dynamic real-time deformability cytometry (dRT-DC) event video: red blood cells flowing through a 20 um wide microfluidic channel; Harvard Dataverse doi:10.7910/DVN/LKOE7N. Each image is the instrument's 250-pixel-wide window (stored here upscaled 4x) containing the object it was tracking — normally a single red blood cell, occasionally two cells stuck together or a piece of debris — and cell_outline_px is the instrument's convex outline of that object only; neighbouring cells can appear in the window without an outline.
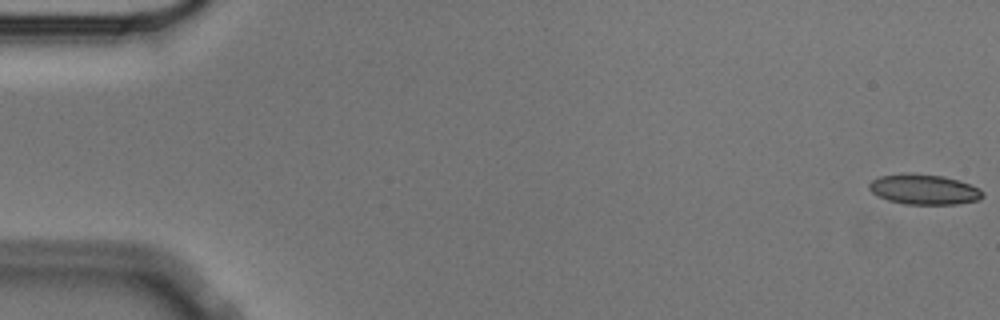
{"species": "Egyptian fruit bat (a non-hibernating species)", "species_latin": "Rousettus aegyptiacus", "temperature_condition": "cold", "stored_images_in_passage": 57, "camera_frame_rate_fps": 3000, "um_per_image_px": 0.085, "animal": {"sex": "male"}, "frame": {"image": 1, "passage_image": 1, "time_ms": 0.0, "image_size_px": [1000, 320], "cell_outline_px": [[984, 196], [980, 200], [956, 204], [904, 204], [888, 200], [872, 192], [868, 188], [868, 184], [872, 180], [880, 176], [912, 172], [944, 176], [960, 180], [980, 188], [984, 192]], "centroid_in_image_um": [78.58, 16.09], "position_along_channel_um": 6.4, "area_um2": 20.23}}
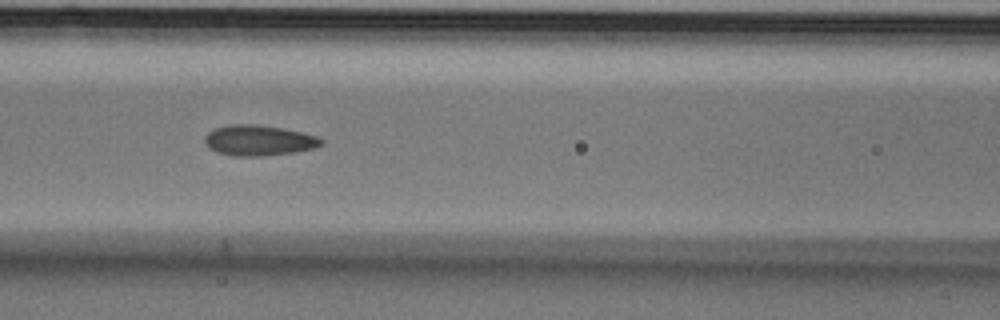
{"frame": {"image": 2, "passage_image": 25, "time_ms": 8.0, "image_size_px": [1000, 320], "cell_outline_px": [[324, 144], [316, 148], [296, 152], [264, 156], [232, 156], [216, 152], [208, 148], [204, 144], [204, 136], [208, 132], [216, 128], [228, 124], [256, 124], [284, 128], [320, 136], [324, 140]], "centroid_in_image_um": [22.02, 11.93], "position_along_channel_um": 144.6, "area_um2": 21.27}}
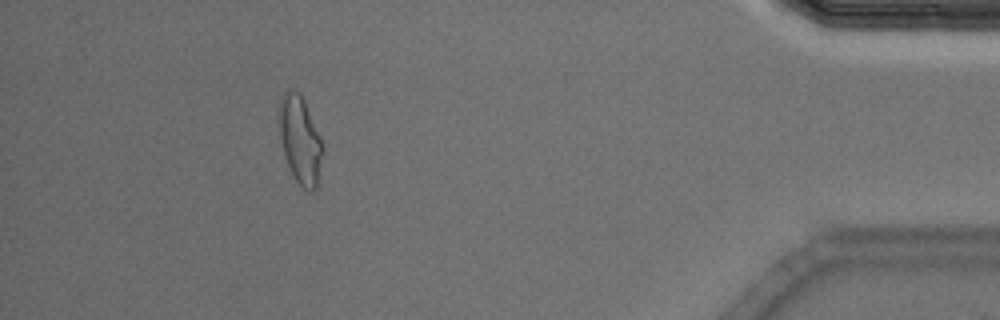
{"frame": {"image": 3, "passage_image": 52, "time_ms": 17.0, "image_size_px": [1000, 320], "cell_outline_px": [[324, 152], [316, 188], [312, 192], [304, 188], [296, 180], [284, 156], [276, 116], [280, 100], [284, 92], [288, 88], [300, 92], [304, 100], [320, 136], [324, 148]], "centroid_in_image_um": [25.49, 11.84], "position_along_channel_um": 409.7, "area_um2": 22.54}, "authors_computed_cell_mechanics": {"area_um2": 20.2878, "velocity_mm_per_s": 3.5356, "shape_relaxation_time_tau1_ms": 7.0649, "shape_relaxation_time_tau2_ms": 1.7131, "deformation_change_tau1": 0.1411, "deformation_change_tau2": 0.0675}}